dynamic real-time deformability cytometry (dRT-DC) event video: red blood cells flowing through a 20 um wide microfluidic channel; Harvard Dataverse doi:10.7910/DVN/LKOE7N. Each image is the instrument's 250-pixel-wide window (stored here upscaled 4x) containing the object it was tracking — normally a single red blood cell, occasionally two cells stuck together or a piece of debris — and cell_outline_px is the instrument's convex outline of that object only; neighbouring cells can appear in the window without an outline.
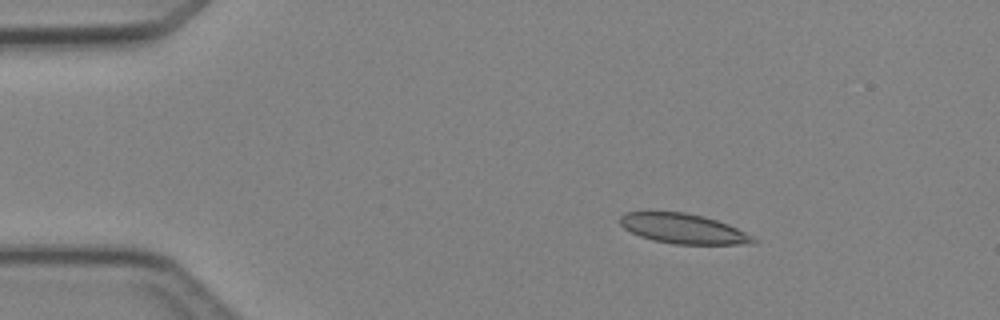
{"species": "Egyptian fruit bat (a non-hibernating species)", "species_latin": "Rousettus aegyptiacus", "temperature_condition": "cold", "stored_images_in_passage": 7, "camera_frame_rate_fps": 3000, "um_per_image_px": 0.085, "animal": {"sex": "female"}, "frame": {"image": 1, "passage_image": 3, "time_ms": 2.333, "image_size_px": [1000, 320], "cell_outline_px": [[756, 240], [752, 244], [676, 244], [652, 240], [640, 236], [624, 228], [620, 224], [620, 216], [624, 212], [684, 212], [704, 216], [728, 224], [752, 236]], "centroid_in_image_um": [58.05, 19.43], "position_along_channel_um": 26.9, "area_um2": 23.0}}
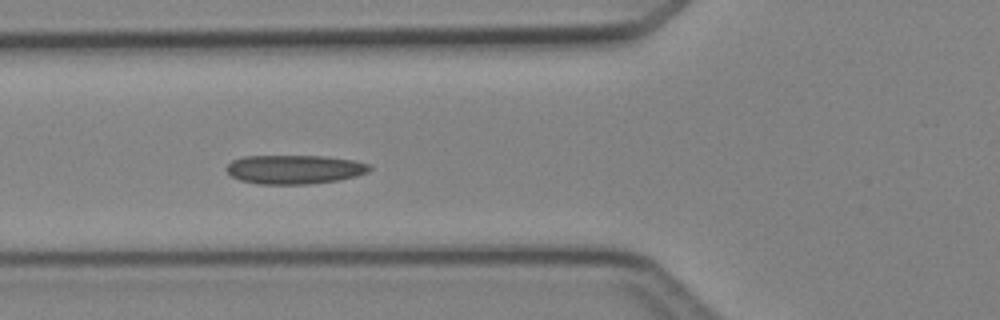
{"frame": {"image": 2, "passage_image": 6, "time_ms": 5.667, "image_size_px": [1000, 320], "cell_outline_px": [[372, 168], [368, 172], [356, 176], [340, 180], [312, 184], [256, 184], [240, 180], [232, 176], [224, 168], [232, 160], [244, 156], [324, 156], [352, 160], [368, 164]], "centroid_in_image_um": [25.02, 14.4], "position_along_channel_um": 100.8, "area_um2": 24.28}}
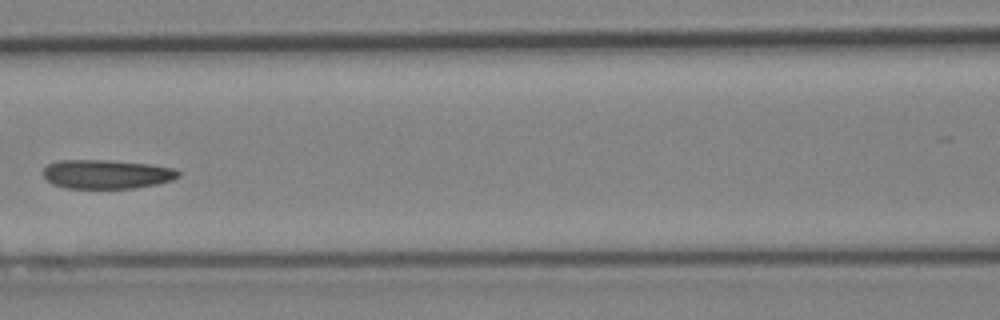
{"frame": {"image": 3, "passage_image": 7, "time_ms": 7.0, "image_size_px": [1000, 320], "cell_outline_px": [[180, 176], [172, 180], [160, 184], [132, 188], [64, 188], [52, 184], [44, 176], [44, 168], [48, 164], [56, 160], [112, 160], [152, 164], [176, 168], [180, 172]], "centroid_in_image_um": [9.11, 14.8], "position_along_channel_um": 157.5, "area_um2": 23.18}}